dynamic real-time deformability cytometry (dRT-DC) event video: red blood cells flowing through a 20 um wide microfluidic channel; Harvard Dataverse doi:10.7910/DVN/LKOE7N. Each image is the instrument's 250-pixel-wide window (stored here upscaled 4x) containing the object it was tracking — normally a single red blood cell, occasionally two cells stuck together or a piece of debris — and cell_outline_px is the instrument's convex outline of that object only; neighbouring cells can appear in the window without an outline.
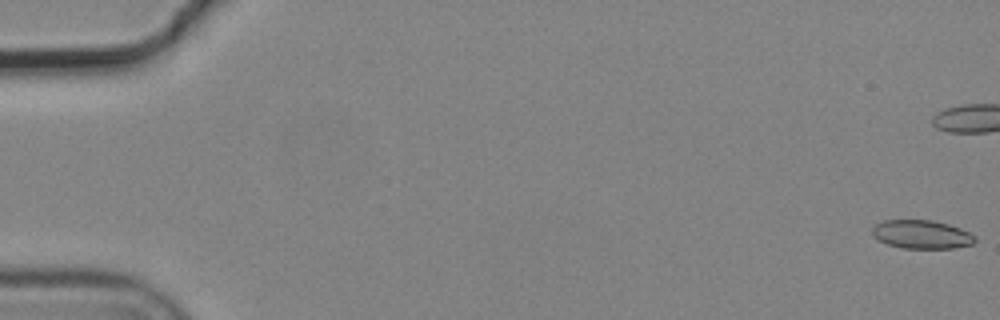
{"species": "common noctule bat (a hibernating species)", "species_latin": "Nyctalus noctula", "temperature_condition": "cold", "stored_images_in_passage": 7, "camera_frame_rate_fps": 3000, "um_per_image_px": 0.085, "animal": {"sex": "male", "body_mass_g": 19.2, "forearm_length_mm": 51.8}, "frame": {"image": 1, "passage_image": 1, "time_ms": 0.0, "image_size_px": [1000, 320], "cell_outline_px": [[976, 240], [972, 244], [952, 248], [900, 248], [888, 244], [872, 236], [872, 228], [876, 224], [884, 220], [932, 220], [948, 224], [960, 228], [976, 236]], "centroid_in_image_um": [78.33, 19.92], "position_along_channel_um": 6.7, "area_um2": 17.05}}
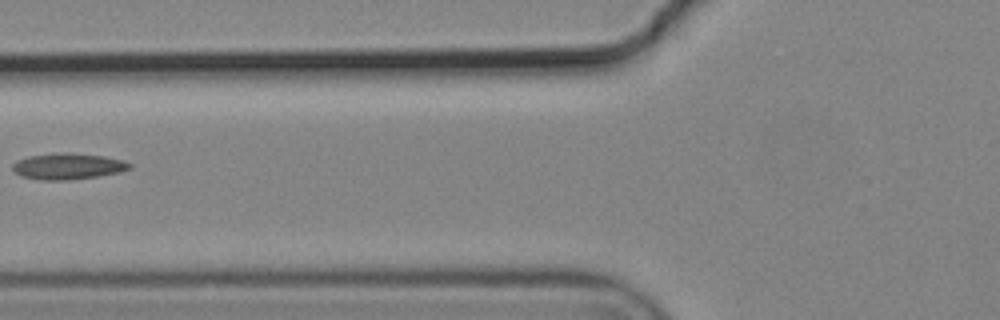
{"frame": {"image": 2, "passage_image": 7, "time_ms": 2.0, "image_size_px": [1000, 320], "cell_outline_px": [[132, 168], [120, 172], [96, 176], [68, 180], [40, 180], [20, 176], [12, 168], [12, 164], [16, 160], [28, 156], [64, 152], [68, 152], [104, 156], [124, 160], [132, 164]], "centroid_in_image_um": [5.77, 14.13], "position_along_channel_um": 120.0, "area_um2": 17.92}}